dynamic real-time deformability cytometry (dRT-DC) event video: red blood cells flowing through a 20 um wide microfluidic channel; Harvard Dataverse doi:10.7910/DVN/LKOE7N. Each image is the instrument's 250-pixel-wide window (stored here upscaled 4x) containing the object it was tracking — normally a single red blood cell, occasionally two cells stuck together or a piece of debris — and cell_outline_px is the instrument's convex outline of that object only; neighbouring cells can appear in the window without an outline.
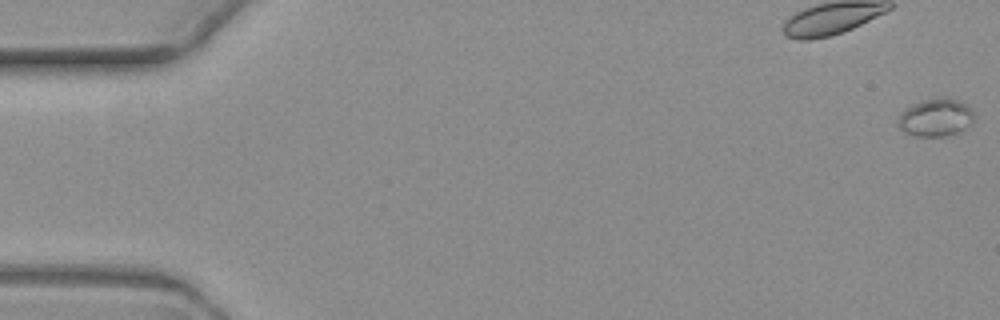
{"species": "common noctule bat (a hibernating species)", "species_latin": "Nyctalus noctula", "temperature_condition": "warm", "stored_images_in_passage": 5, "camera_frame_rate_fps": 3000, "um_per_image_px": 0.085, "animal": {"sex": "female", "body_mass_g": 19.3, "forearm_length_mm": 54.1}, "frame": {"image": 1, "passage_image": 1, "time_ms": 0.0, "image_size_px": [1000, 320], "cell_outline_px": [[972, 124], [960, 132], [944, 136], [916, 136], [900, 128], [896, 124], [904, 108], [912, 104], [924, 100], [948, 96], [968, 104], [972, 112]], "centroid_in_image_um": [79.55, 9.97], "position_along_channel_um": 5.4, "area_um2": 16.76}}
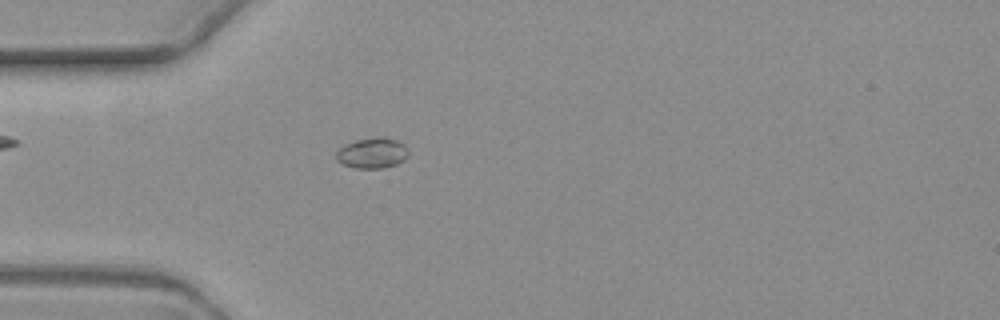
{"frame": {"image": 2, "passage_image": 5, "time_ms": 5.667, "image_size_px": [1000, 320], "cell_outline_px": [[408, 156], [404, 160], [396, 164], [384, 168], [356, 168], [344, 164], [336, 160], [336, 152], [344, 144], [356, 140], [376, 136], [384, 136], [396, 140], [404, 144], [408, 148]], "centroid_in_image_um": [31.66, 12.99], "position_along_channel_um": 53.3, "area_um2": 13.01}}